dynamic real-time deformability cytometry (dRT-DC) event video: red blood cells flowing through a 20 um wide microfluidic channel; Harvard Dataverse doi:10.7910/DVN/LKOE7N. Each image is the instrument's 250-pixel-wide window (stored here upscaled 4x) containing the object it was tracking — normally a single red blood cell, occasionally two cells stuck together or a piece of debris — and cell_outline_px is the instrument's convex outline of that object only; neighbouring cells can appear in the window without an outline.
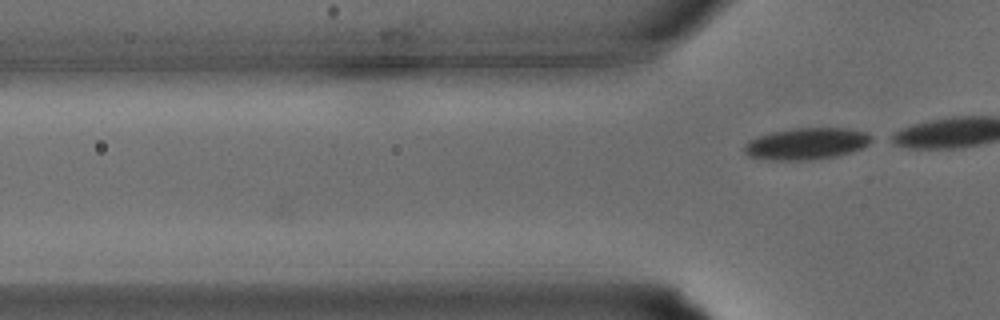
{"species": "common noctule bat (a hibernating species)", "species_latin": "Nyctalus noctula", "temperature_condition": "warm", "stored_images_in_passage": 2, "camera_frame_rate_fps": 3000, "um_per_image_px": 0.085, "animal": {"sex": "male", "body_mass_g": 15.6}, "frame": {"image": 1, "passage_image": 2, "time_ms": 0.333, "image_size_px": [1000, 320], "cell_outline_px": [[876, 140], [852, 152], [836, 156], [812, 160], [772, 160], [748, 156], [744, 152], [744, 148], [748, 140], [772, 132], [796, 128], [848, 128], [864, 132], [872, 136]], "centroid_in_image_um": [68.58, 12.22], "position_along_channel_um": 57.2, "area_um2": 23.47}}